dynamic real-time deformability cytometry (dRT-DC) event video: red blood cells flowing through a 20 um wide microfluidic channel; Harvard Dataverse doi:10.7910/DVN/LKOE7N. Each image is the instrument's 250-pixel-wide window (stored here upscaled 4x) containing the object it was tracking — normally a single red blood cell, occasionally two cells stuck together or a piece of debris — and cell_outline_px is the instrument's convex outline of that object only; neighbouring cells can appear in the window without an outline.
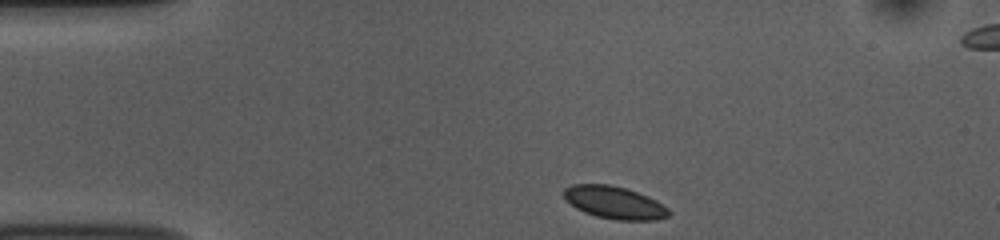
{"species": "common noctule bat (a hibernating species)", "species_latin": "Nyctalus noctula", "temperature_condition": "room temperature", "stored_images_in_passage": 45, "camera_frame_rate_fps": 3000, "um_per_image_px": 0.085, "animal": {"sex": "female", "body_mass_g": 10.0, "forearm_length_mm": 53.1}, "frame": {"image": 1, "passage_image": 1, "time_ms": 0.0, "image_size_px": [1000, 240], "cell_outline_px": [[668, 216], [656, 220], [616, 220], [596, 216], [584, 212], [576, 208], [564, 196], [564, 188], [572, 184], [608, 184], [624, 188], [648, 196], [656, 200], [668, 208]], "centroid_in_image_um": [52.22, 17.22], "position_along_channel_um": 32.8, "area_um2": 19.65}}
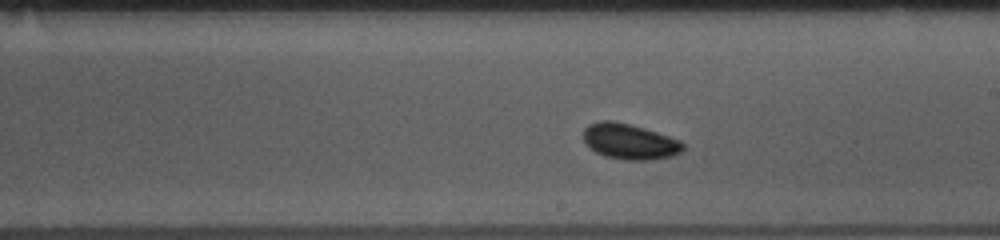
{"frame": {"image": 2, "passage_image": 21, "time_ms": 6.667, "image_size_px": [1000, 240], "cell_outline_px": [[684, 148], [680, 152], [672, 156], [648, 160], [624, 160], [604, 156], [588, 148], [584, 140], [584, 128], [588, 124], [600, 120], [612, 120], [644, 128], [680, 140], [684, 144]], "centroid_in_image_um": [53.48, 12.03], "position_along_channel_um": 235.5, "area_um2": 20.69}}
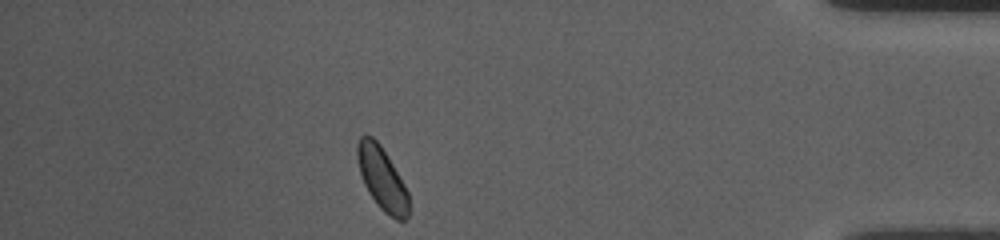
{"frame": {"image": 3, "passage_image": 38, "time_ms": 12.333, "image_size_px": [1000, 240], "cell_outline_px": [[408, 216], [404, 220], [396, 220], [384, 212], [376, 204], [368, 192], [364, 184], [360, 172], [356, 156], [356, 144], [360, 136], [372, 136], [380, 144], [404, 184], [408, 192]], "centroid_in_image_um": [32.45, 15.18], "position_along_channel_um": 402.8, "area_um2": 18.73}, "authors_computed_cell_mechanics": {"area_um2": 19.363, "velocity_mm_per_s": 3.6961, "shape_relaxation_time_tau1_ms": null, "shape_relaxation_time_tau2_ms": 7.9445, "deformation_change_tau1": null, "deformation_change_tau2": 0.0808}}